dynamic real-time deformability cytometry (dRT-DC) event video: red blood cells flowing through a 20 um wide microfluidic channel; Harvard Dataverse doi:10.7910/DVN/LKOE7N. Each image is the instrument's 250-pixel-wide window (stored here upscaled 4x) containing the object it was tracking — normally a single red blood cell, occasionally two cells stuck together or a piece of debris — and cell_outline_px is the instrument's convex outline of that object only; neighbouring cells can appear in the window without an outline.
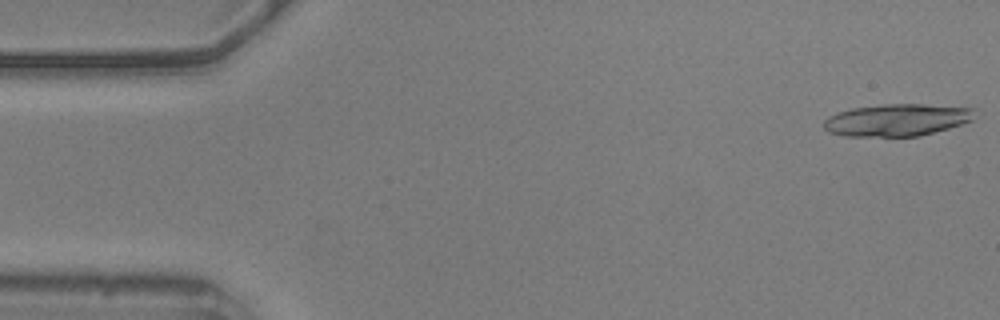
{"species": "common noctule bat (a hibernating species)", "species_latin": "Nyctalus noctula", "temperature_condition": "warm", "stored_images_in_passage": 17, "camera_frame_rate_fps": 3000, "um_per_image_px": 0.085, "animal": {"sex": "male", "body_mass_g": 20.5, "forearm_length_mm": 52.5}, "frame": {"image": 1, "passage_image": 1, "time_ms": 0.0, "image_size_px": [1000, 320], "cell_outline_px": [[976, 108], [972, 120], [948, 128], [920, 136], [844, 136], [828, 132], [824, 128], [824, 120], [828, 116], [836, 112], [852, 108], [884, 104], [924, 104]], "centroid_in_image_um": [76.21, 10.19], "position_along_channel_um": 8.8, "area_um2": 28.32}}
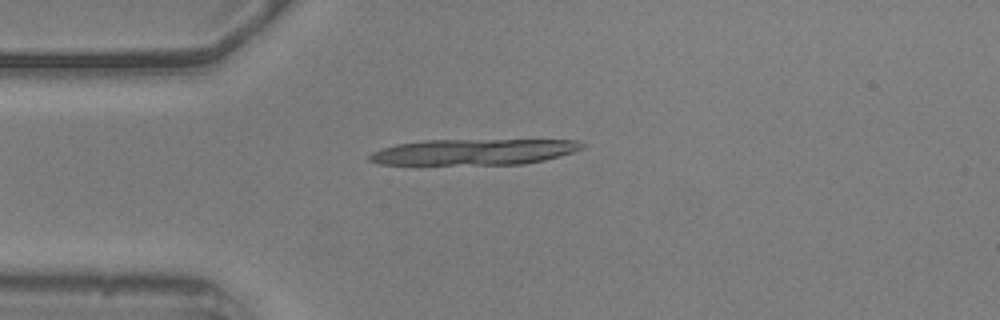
{"frame": {"image": 2, "passage_image": 13, "time_ms": 4.0, "image_size_px": [1000, 320], "cell_outline_px": [[584, 148], [560, 156], [544, 160], [524, 164], [380, 164], [368, 160], [368, 156], [372, 152], [380, 148], [396, 144], [424, 140], [580, 140], [584, 144]], "centroid_in_image_um": [40.27, 12.9], "position_along_channel_um": 44.7, "area_um2": 32.08}}